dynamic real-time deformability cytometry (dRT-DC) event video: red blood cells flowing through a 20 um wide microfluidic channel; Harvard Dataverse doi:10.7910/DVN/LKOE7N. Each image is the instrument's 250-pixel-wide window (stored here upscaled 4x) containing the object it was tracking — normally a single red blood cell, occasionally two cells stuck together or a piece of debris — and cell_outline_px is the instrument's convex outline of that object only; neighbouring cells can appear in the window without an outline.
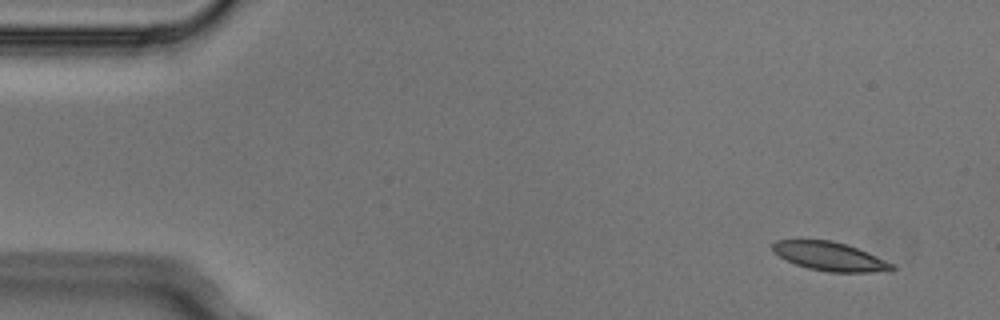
{"species": "Egyptian fruit bat (a non-hibernating species)", "species_latin": "Rousettus aegyptiacus", "temperature_condition": "cold", "stored_images_in_passage": 5, "segment_of_instrument_passage": [1, 2], "camera_frame_rate_fps": 3000, "um_per_image_px": 0.085, "animal": {"sex": "male"}, "frame": {"image": 1, "passage_image": 1, "time_ms": 0.0, "image_size_px": [1000, 320], "cell_outline_px": [[896, 268], [868, 272], [828, 272], [808, 268], [796, 264], [772, 252], [772, 244], [776, 240], [832, 240], [848, 244], [892, 264]], "centroid_in_image_um": [70.45, 21.78], "position_along_channel_um": 14.5, "area_um2": 19.54}}
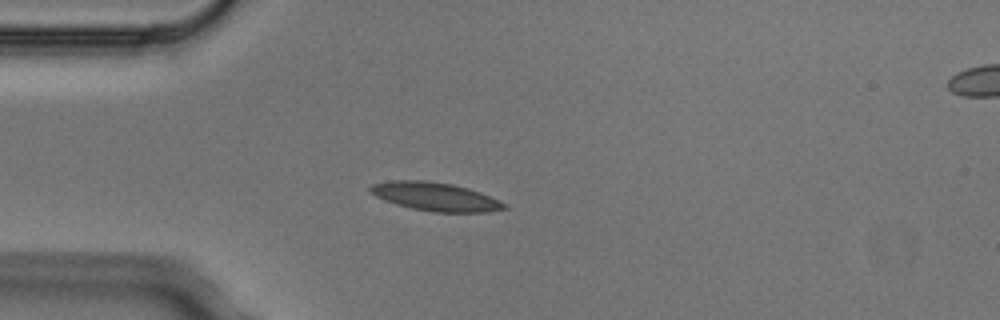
{"frame": {"image": 2, "passage_image": 4, "time_ms": 1.0, "image_size_px": [1000, 320], "cell_outline_px": [[508, 208], [488, 212], [432, 212], [412, 208], [396, 204], [384, 200], [368, 192], [368, 188], [372, 184], [388, 180], [428, 180], [452, 184], [468, 188], [480, 192], [508, 204]], "centroid_in_image_um": [36.99, 16.71], "position_along_channel_um": 48.0, "area_um2": 22.43}}